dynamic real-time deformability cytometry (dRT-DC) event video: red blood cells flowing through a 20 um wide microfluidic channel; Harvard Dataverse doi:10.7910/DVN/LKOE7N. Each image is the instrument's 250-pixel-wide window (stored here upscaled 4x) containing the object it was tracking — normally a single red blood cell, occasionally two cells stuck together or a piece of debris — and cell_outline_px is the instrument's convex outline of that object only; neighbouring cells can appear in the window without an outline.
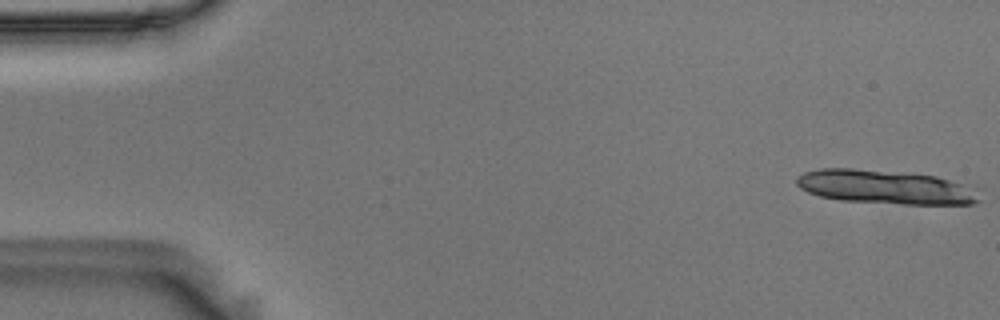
{"species": "Egyptian fruit bat (a non-hibernating species)", "species_latin": "Rousettus aegyptiacus", "temperature_condition": "room temperature", "stored_images_in_passage": 13, "camera_frame_rate_fps": 3000, "um_per_image_px": 0.085, "animal": {"sex": "male"}, "frame": {"image": 1, "passage_image": 1, "time_ms": 0.0, "image_size_px": [1000, 320], "cell_outline_px": [[980, 200], [972, 204], [904, 204], [840, 200], [820, 196], [808, 192], [800, 188], [796, 184], [796, 176], [804, 172], [820, 168], [852, 168], [936, 176], [960, 184]], "centroid_in_image_um": [75.07, 15.89], "position_along_channel_um": 9.9, "area_um2": 35.2}}